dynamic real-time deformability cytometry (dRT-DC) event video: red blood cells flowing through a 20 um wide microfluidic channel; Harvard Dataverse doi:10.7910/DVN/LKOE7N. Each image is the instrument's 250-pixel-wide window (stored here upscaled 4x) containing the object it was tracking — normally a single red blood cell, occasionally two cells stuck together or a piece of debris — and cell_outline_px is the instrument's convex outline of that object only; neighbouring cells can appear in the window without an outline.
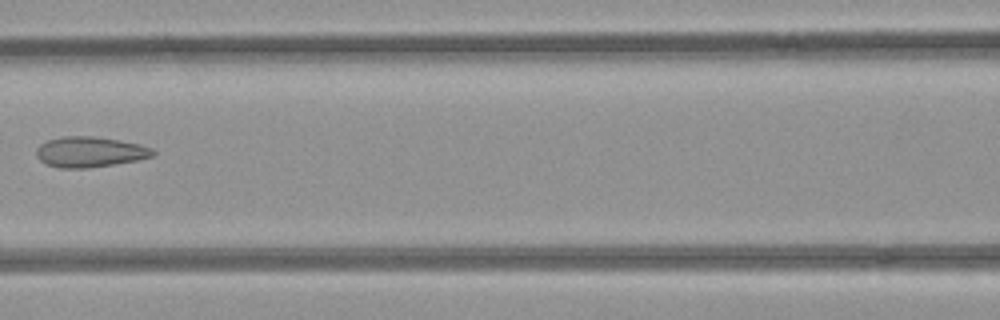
{"species": "common noctule bat (a hibernating species)", "species_latin": "Nyctalus noctula", "temperature_condition": "room temperature", "stored_images_in_passage": 3, "camera_frame_rate_fps": 3000, "um_per_image_px": 0.085, "animal": {"sex": "female", "body_mass_g": 21.9}, "frame": {"image": 1, "passage_image": 3, "time_ms": 0.667, "image_size_px": [1000, 320], "cell_outline_px": [[156, 152], [152, 156], [136, 160], [88, 168], [60, 168], [44, 164], [36, 156], [36, 148], [40, 144], [48, 140], [60, 136], [92, 136], [140, 144], [152, 148]], "centroid_in_image_um": [7.59, 12.91], "position_along_channel_um": 159.0, "area_um2": 20.63}}